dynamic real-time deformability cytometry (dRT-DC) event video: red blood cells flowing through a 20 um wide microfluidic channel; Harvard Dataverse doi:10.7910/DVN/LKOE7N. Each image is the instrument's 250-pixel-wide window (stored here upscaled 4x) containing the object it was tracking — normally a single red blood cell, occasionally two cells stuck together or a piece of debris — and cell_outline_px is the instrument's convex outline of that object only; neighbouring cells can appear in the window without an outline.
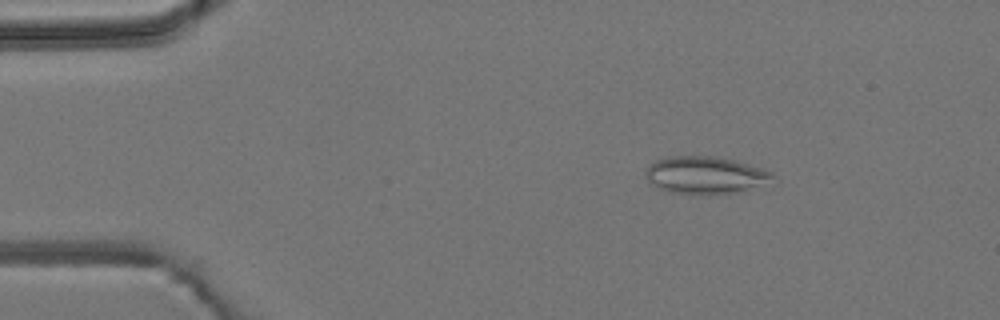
{"species": "common noctule bat (a hibernating species)", "species_latin": "Nyctalus noctula", "temperature_condition": "room temperature", "stored_images_in_passage": 5, "camera_frame_rate_fps": 3000, "um_per_image_px": 0.085, "animal": {"sex": "male", "body_mass_g": 19.2, "forearm_length_mm": 51.8}, "frame": {"image": 1, "passage_image": 3, "time_ms": 2.333, "image_size_px": [1000, 320], "cell_outline_px": [[772, 176], [748, 192], [708, 196], [668, 192], [656, 188], [644, 176], [644, 172], [648, 164], [656, 160], [672, 156], [712, 156], [736, 160], [772, 172]], "centroid_in_image_um": [59.87, 14.92], "position_along_channel_um": 25.1, "area_um2": 28.15}}